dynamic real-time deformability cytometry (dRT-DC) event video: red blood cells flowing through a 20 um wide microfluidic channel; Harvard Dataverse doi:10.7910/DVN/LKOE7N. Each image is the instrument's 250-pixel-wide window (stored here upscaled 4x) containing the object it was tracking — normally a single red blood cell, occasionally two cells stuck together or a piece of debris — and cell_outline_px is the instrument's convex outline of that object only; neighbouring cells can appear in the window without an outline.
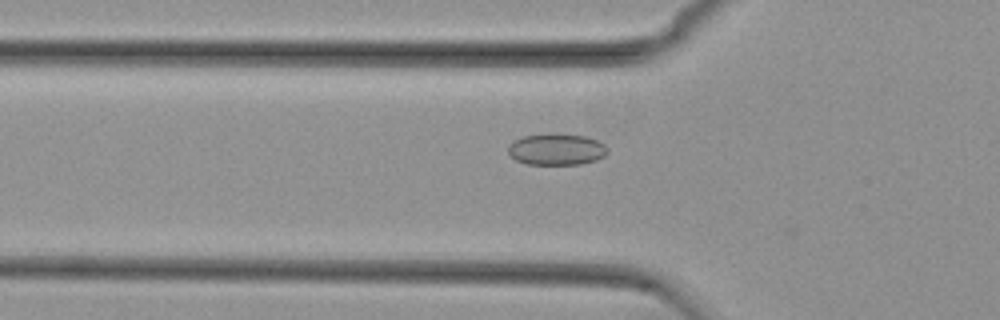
{"species": "common noctule bat (a hibernating species)", "species_latin": "Nyctalus noctula", "temperature_condition": "cold", "stored_images_in_passage": 52, "camera_frame_rate_fps": 3000, "um_per_image_px": 0.085, "animal": {"sex": "female", "body_mass_g": 29.2, "forearm_length_mm": 56.3}, "frame": {"image": 1, "passage_image": 16, "time_ms": 5.0, "image_size_px": [1000, 320], "cell_outline_px": [[608, 152], [604, 156], [596, 160], [580, 164], [528, 164], [516, 160], [508, 152], [508, 144], [512, 140], [524, 136], [552, 132], [584, 136], [596, 140], [604, 144], [608, 148]], "centroid_in_image_um": [47.29, 12.67], "position_along_channel_um": 78.5, "area_um2": 18.44}}
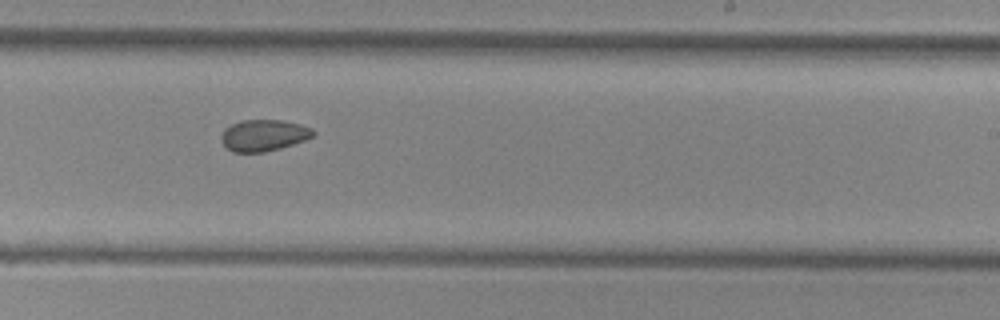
{"frame": {"image": 2, "passage_image": 31, "time_ms": 10.0, "image_size_px": [1000, 320], "cell_outline_px": [[316, 136], [280, 148], [264, 152], [232, 152], [220, 140], [220, 136], [224, 128], [240, 120], [284, 120], [300, 124], [312, 128], [316, 132]], "centroid_in_image_um": [22.42, 11.49], "position_along_channel_um": 266.6, "area_um2": 16.99}}
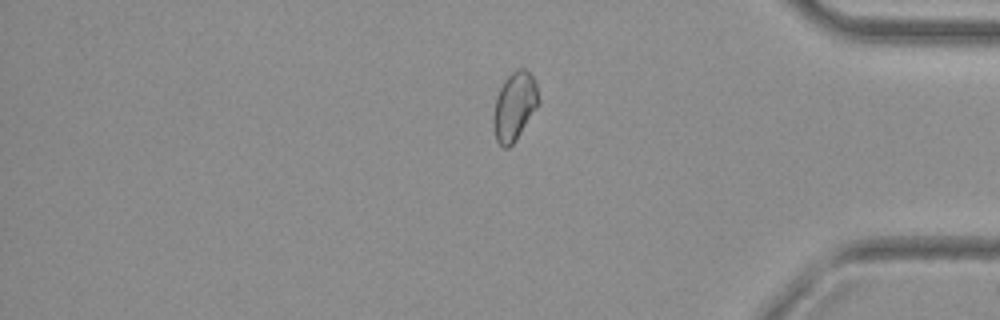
{"frame": {"image": 3, "passage_image": 43, "time_ms": 14.0, "image_size_px": [1000, 320], "cell_outline_px": [[540, 104], [516, 140], [508, 148], [504, 148], [496, 140], [492, 124], [492, 116], [496, 96], [504, 80], [516, 68], [524, 68], [532, 76], [536, 84], [540, 100]], "centroid_in_image_um": [43.73, 9.04], "position_along_channel_um": 391.5, "area_um2": 18.26}, "authors_computed_cell_mechanics": {"area_um2": 18.0336, "velocity_mm_per_s": 3.7555, "shape_relaxation_time_tau1_ms": null, "shape_relaxation_time_tau2_ms": 4.726, "deformation_change_tau1": null, "deformation_change_tau2": 0.0686}}